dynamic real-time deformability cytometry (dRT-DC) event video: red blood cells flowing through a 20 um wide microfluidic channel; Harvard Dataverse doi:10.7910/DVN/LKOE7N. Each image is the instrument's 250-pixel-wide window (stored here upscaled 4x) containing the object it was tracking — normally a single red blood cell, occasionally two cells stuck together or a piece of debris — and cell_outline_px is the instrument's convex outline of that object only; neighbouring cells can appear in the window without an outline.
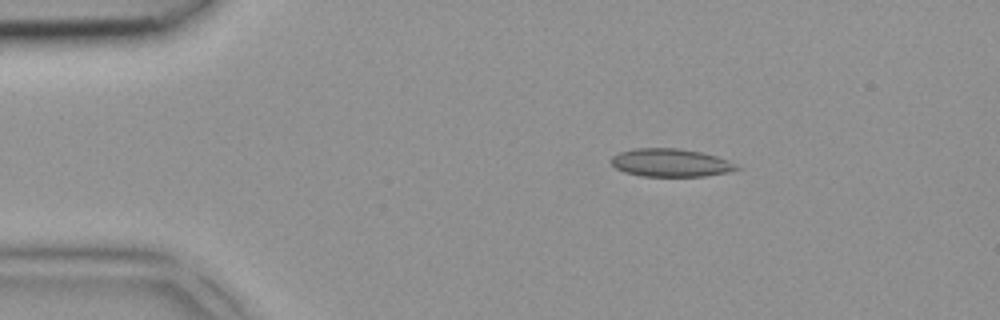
{"species": "common noctule bat (a hibernating species)", "species_latin": "Nyctalus noctula", "temperature_condition": "room temperature", "stored_images_in_passage": 4, "camera_frame_rate_fps": 3000, "um_per_image_px": 0.085, "animal": {"sex": "female", "body_mass_g": 18.4}, "frame": {"image": 1, "passage_image": 2, "time_ms": 0.333, "image_size_px": [1000, 320], "cell_outline_px": [[744, 168], [728, 172], [704, 176], [640, 176], [624, 172], [616, 168], [612, 164], [612, 156], [620, 152], [632, 148], [680, 148], [700, 152], [716, 156], [728, 160]], "centroid_in_image_um": [57.02, 13.83], "position_along_channel_um": 28.0, "area_um2": 20.58}}
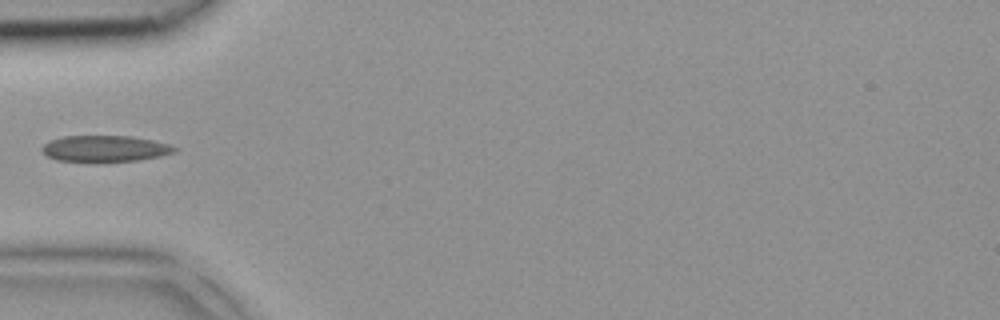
{"frame": {"image": 2, "passage_image": 4, "time_ms": 1.0, "image_size_px": [1000, 320], "cell_outline_px": [[180, 148], [176, 152], [160, 156], [140, 160], [96, 164], [92, 164], [56, 160], [48, 156], [40, 148], [44, 144], [52, 140], [64, 136], [132, 136], [152, 140], [168, 144]], "centroid_in_image_um": [8.93, 12.67], "position_along_channel_um": 76.1, "area_um2": 21.04}}